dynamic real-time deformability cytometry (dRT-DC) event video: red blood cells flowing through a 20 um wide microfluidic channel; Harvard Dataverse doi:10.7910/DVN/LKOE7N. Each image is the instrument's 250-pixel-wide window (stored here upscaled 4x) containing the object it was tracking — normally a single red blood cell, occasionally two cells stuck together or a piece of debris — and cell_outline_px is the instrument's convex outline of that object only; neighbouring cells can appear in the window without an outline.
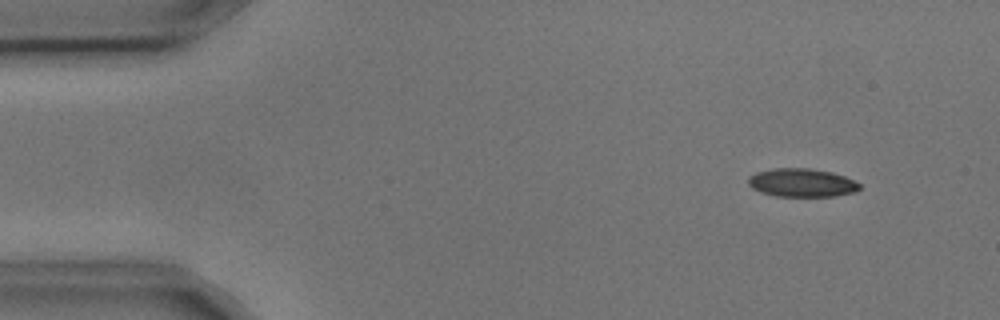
{"species": "common noctule bat (a hibernating species)", "species_latin": "Nyctalus noctula", "temperature_condition": "cold", "stored_images_in_passage": 5, "camera_frame_rate_fps": 3000, "um_per_image_px": 0.085, "animal": {"sex": "male", "body_mass_g": 17.9, "forearm_length_mm": 54.2}, "frame": {"image": 1, "passage_image": 2, "time_ms": 0.333, "image_size_px": [1000, 320], "cell_outline_px": [[860, 188], [856, 192], [836, 196], [776, 196], [760, 192], [752, 188], [748, 184], [748, 176], [756, 172], [772, 168], [808, 168], [832, 172], [844, 176], [860, 184]], "centroid_in_image_um": [68.13, 15.53], "position_along_channel_um": 16.9, "area_um2": 18.5}}
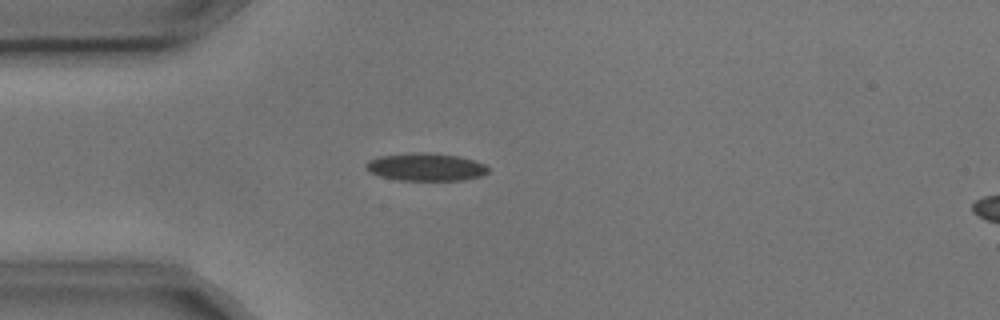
{"frame": {"image": 2, "passage_image": 4, "time_ms": 1.0, "image_size_px": [1000, 320], "cell_outline_px": [[488, 172], [480, 176], [464, 180], [396, 180], [380, 176], [368, 172], [364, 168], [364, 164], [368, 160], [380, 156], [412, 152], [424, 152], [456, 156], [472, 160], [484, 164], [488, 168]], "centroid_in_image_um": [36.12, 14.2], "position_along_channel_um": 48.9, "area_um2": 19.77}}